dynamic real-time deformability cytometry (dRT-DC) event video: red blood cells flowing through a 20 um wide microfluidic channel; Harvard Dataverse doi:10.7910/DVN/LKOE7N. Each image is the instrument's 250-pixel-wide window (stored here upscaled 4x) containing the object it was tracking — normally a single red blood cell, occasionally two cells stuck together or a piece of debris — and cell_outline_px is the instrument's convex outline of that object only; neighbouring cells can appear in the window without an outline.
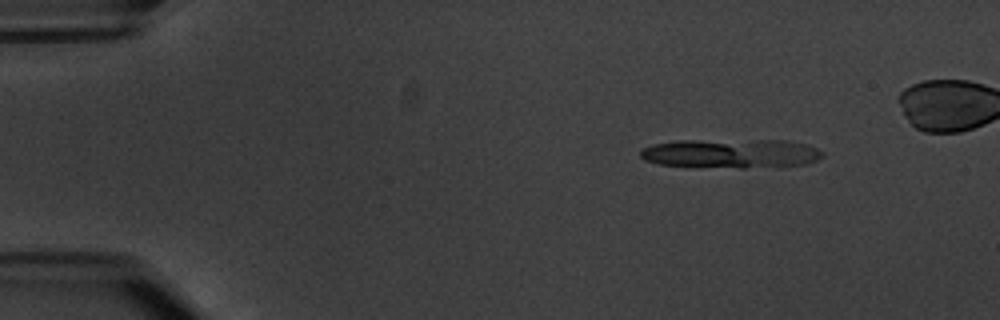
{"species": "common noctule bat (a hibernating species)", "species_latin": "Nyctalus noctula", "temperature_condition": "warm", "stored_images_in_passage": 7, "camera_frame_rate_fps": 3000, "um_per_image_px": 0.085, "animal": {"sex": "male", "body_mass_g": 20.1, "forearm_length_mm": 53.5}, "frame": {"image": 1, "passage_image": 2, "time_ms": 1.0, "image_size_px": [1000, 320], "cell_outline_px": [[824, 156], [808, 164], [780, 168], [740, 168], [656, 164], [644, 160], [640, 156], [640, 152], [644, 148], [652, 144], [676, 140], [788, 140], [808, 144], [824, 152]], "centroid_in_image_um": [62.23, 13.05], "position_along_channel_um": 22.8, "area_um2": 31.67}}